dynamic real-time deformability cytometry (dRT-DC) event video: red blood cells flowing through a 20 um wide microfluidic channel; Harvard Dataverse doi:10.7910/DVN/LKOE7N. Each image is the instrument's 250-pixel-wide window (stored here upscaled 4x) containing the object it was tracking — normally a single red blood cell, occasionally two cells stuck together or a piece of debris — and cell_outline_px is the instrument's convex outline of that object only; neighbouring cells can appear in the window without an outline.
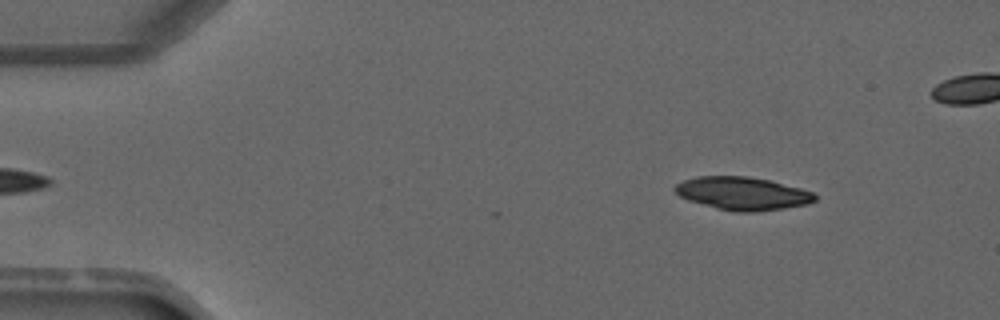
{"species": "common noctule bat (a hibernating species)", "species_latin": "Nyctalus noctula", "temperature_condition": "warm", "stored_images_in_passage": 4, "segment_of_instrument_passage": [2, 2], "camera_frame_rate_fps": 3000, "um_per_image_px": 0.085, "animal": {"sex": "male", "forearm_length_mm": 52.5}, "frame": {"image": 1, "passage_image": 4, "time_ms": 3.667, "image_size_px": [1000, 320], "cell_outline_px": [[816, 200], [808, 204], [784, 208], [752, 212], [736, 212], [716, 208], [688, 200], [680, 196], [672, 188], [676, 184], [684, 180], [696, 176], [748, 176], [768, 180], [800, 188], [812, 192], [816, 196]], "centroid_in_image_um": [63.09, 16.44], "position_along_channel_um": 21.9, "area_um2": 26.82}}